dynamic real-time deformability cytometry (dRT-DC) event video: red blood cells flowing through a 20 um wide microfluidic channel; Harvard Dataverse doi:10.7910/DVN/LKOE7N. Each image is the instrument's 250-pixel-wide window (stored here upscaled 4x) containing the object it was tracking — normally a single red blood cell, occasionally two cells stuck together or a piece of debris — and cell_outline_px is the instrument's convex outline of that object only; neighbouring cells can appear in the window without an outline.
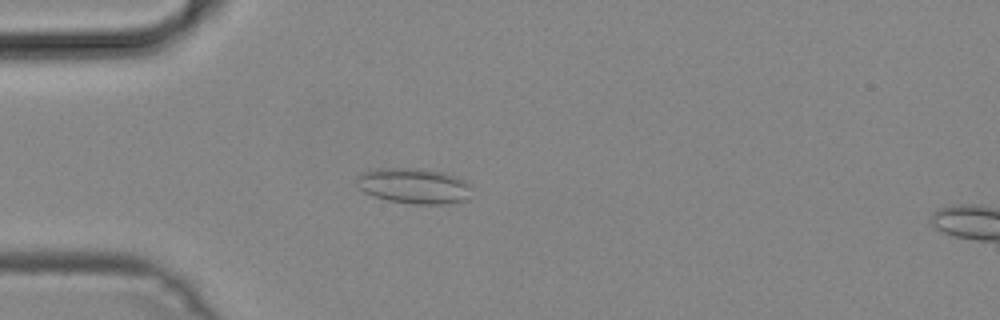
{"species": "common noctule bat (a hibernating species)", "species_latin": "Nyctalus noctula", "temperature_condition": "cold", "stored_images_in_passage": 49, "camera_frame_rate_fps": 3000, "um_per_image_px": 0.085, "animal": {"sex": "male", "body_mass_g": 19.2, "forearm_length_mm": 51.8}, "frame": {"image": 1, "passage_image": 13, "time_ms": 4.0, "image_size_px": [1000, 320], "cell_outline_px": [[468, 200], [448, 204], [412, 204], [388, 200], [372, 196], [364, 192], [360, 188], [356, 180], [360, 172], [380, 168], [416, 168], [444, 172], [456, 176], [464, 180], [468, 184]], "centroid_in_image_um": [35.16, 15.8], "position_along_channel_um": 49.8, "area_um2": 23.81}}
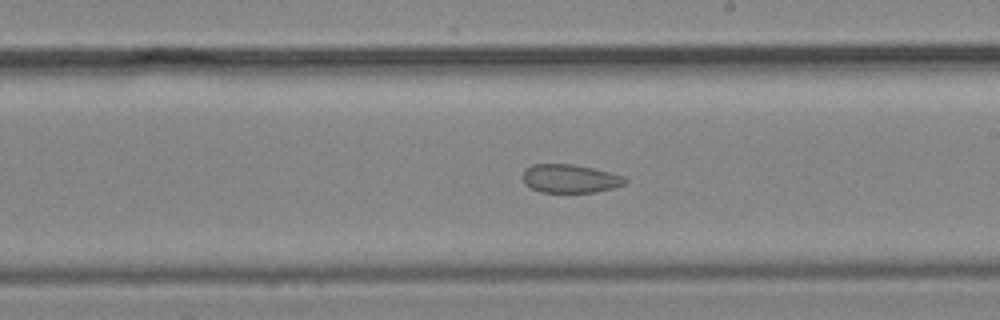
{"frame": {"image": 2, "passage_image": 28, "time_ms": 9.0, "image_size_px": [1000, 320], "cell_outline_px": [[628, 180], [624, 184], [612, 188], [596, 192], [540, 192], [524, 184], [524, 168], [532, 164], [572, 164], [592, 168], [624, 176]], "centroid_in_image_um": [48.44, 15.18], "position_along_channel_um": 240.6, "area_um2": 16.88}}
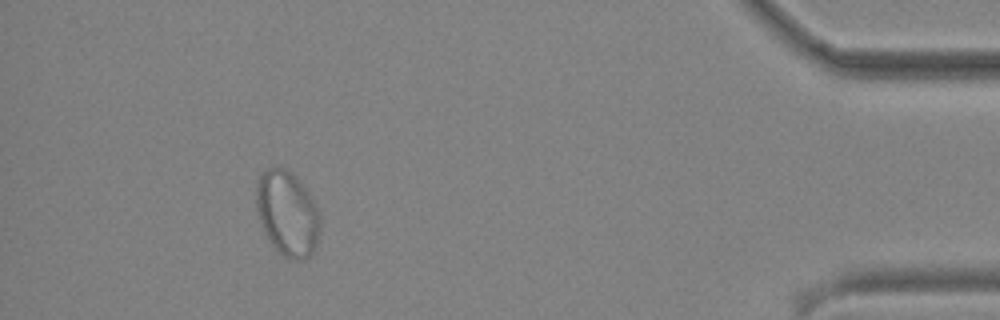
{"frame": {"image": 3, "passage_image": 45, "time_ms": 14.667, "image_size_px": [1000, 320], "cell_outline_px": [[320, 224], [316, 248], [304, 260], [292, 260], [284, 256], [272, 244], [264, 232], [256, 208], [256, 184], [260, 172], [268, 168], [284, 168], [292, 172], [296, 176], [308, 192], [320, 216]], "centroid_in_image_um": [24.41, 18.13], "position_along_channel_um": 410.8, "area_um2": 31.56}}